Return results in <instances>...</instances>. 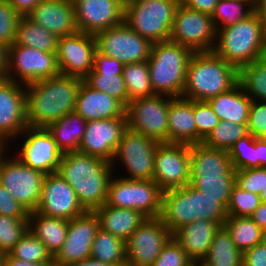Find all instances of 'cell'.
Returning <instances> with one entry per match:
<instances>
[{"instance_id":"cell-10","label":"cell","mask_w":266,"mask_h":266,"mask_svg":"<svg viewBox=\"0 0 266 266\" xmlns=\"http://www.w3.org/2000/svg\"><path fill=\"white\" fill-rule=\"evenodd\" d=\"M172 97L153 95L130 101L125 109L128 129L159 143H168V110Z\"/></svg>"},{"instance_id":"cell-20","label":"cell","mask_w":266,"mask_h":266,"mask_svg":"<svg viewBox=\"0 0 266 266\" xmlns=\"http://www.w3.org/2000/svg\"><path fill=\"white\" fill-rule=\"evenodd\" d=\"M22 135H26V139L22 138L24 141L16 157L45 175L57 172L63 153L48 129L28 126Z\"/></svg>"},{"instance_id":"cell-58","label":"cell","mask_w":266,"mask_h":266,"mask_svg":"<svg viewBox=\"0 0 266 266\" xmlns=\"http://www.w3.org/2000/svg\"><path fill=\"white\" fill-rule=\"evenodd\" d=\"M255 150H257L259 167L266 168V139L255 138Z\"/></svg>"},{"instance_id":"cell-52","label":"cell","mask_w":266,"mask_h":266,"mask_svg":"<svg viewBox=\"0 0 266 266\" xmlns=\"http://www.w3.org/2000/svg\"><path fill=\"white\" fill-rule=\"evenodd\" d=\"M124 64L115 58L101 54L97 50L94 54V66L90 73H123Z\"/></svg>"},{"instance_id":"cell-37","label":"cell","mask_w":266,"mask_h":266,"mask_svg":"<svg viewBox=\"0 0 266 266\" xmlns=\"http://www.w3.org/2000/svg\"><path fill=\"white\" fill-rule=\"evenodd\" d=\"M239 84L252 101L266 102V56L239 69Z\"/></svg>"},{"instance_id":"cell-28","label":"cell","mask_w":266,"mask_h":266,"mask_svg":"<svg viewBox=\"0 0 266 266\" xmlns=\"http://www.w3.org/2000/svg\"><path fill=\"white\" fill-rule=\"evenodd\" d=\"M168 143L196 144L193 100L172 98L168 110Z\"/></svg>"},{"instance_id":"cell-47","label":"cell","mask_w":266,"mask_h":266,"mask_svg":"<svg viewBox=\"0 0 266 266\" xmlns=\"http://www.w3.org/2000/svg\"><path fill=\"white\" fill-rule=\"evenodd\" d=\"M22 16L8 0H0V42L10 46L14 43L17 25Z\"/></svg>"},{"instance_id":"cell-9","label":"cell","mask_w":266,"mask_h":266,"mask_svg":"<svg viewBox=\"0 0 266 266\" xmlns=\"http://www.w3.org/2000/svg\"><path fill=\"white\" fill-rule=\"evenodd\" d=\"M163 192L154 180L112 177L105 204L111 207L133 209L147 218H158L162 210Z\"/></svg>"},{"instance_id":"cell-19","label":"cell","mask_w":266,"mask_h":266,"mask_svg":"<svg viewBox=\"0 0 266 266\" xmlns=\"http://www.w3.org/2000/svg\"><path fill=\"white\" fill-rule=\"evenodd\" d=\"M95 51L93 34L77 31L59 37L56 58L60 73L84 79L93 69Z\"/></svg>"},{"instance_id":"cell-51","label":"cell","mask_w":266,"mask_h":266,"mask_svg":"<svg viewBox=\"0 0 266 266\" xmlns=\"http://www.w3.org/2000/svg\"><path fill=\"white\" fill-rule=\"evenodd\" d=\"M0 215L14 218H28L29 212L15 200L9 191L0 184Z\"/></svg>"},{"instance_id":"cell-8","label":"cell","mask_w":266,"mask_h":266,"mask_svg":"<svg viewBox=\"0 0 266 266\" xmlns=\"http://www.w3.org/2000/svg\"><path fill=\"white\" fill-rule=\"evenodd\" d=\"M180 0H133L124 5V22L152 43L169 40Z\"/></svg>"},{"instance_id":"cell-31","label":"cell","mask_w":266,"mask_h":266,"mask_svg":"<svg viewBox=\"0 0 266 266\" xmlns=\"http://www.w3.org/2000/svg\"><path fill=\"white\" fill-rule=\"evenodd\" d=\"M68 225L69 220L45 216L36 211L28 216V230L43 242L52 257L64 244Z\"/></svg>"},{"instance_id":"cell-22","label":"cell","mask_w":266,"mask_h":266,"mask_svg":"<svg viewBox=\"0 0 266 266\" xmlns=\"http://www.w3.org/2000/svg\"><path fill=\"white\" fill-rule=\"evenodd\" d=\"M25 91V85L7 78L0 80V140L6 144L22 137L19 135L28 127Z\"/></svg>"},{"instance_id":"cell-45","label":"cell","mask_w":266,"mask_h":266,"mask_svg":"<svg viewBox=\"0 0 266 266\" xmlns=\"http://www.w3.org/2000/svg\"><path fill=\"white\" fill-rule=\"evenodd\" d=\"M260 203L258 194L242 190L234 185L231 190L227 214L228 216L250 217Z\"/></svg>"},{"instance_id":"cell-35","label":"cell","mask_w":266,"mask_h":266,"mask_svg":"<svg viewBox=\"0 0 266 266\" xmlns=\"http://www.w3.org/2000/svg\"><path fill=\"white\" fill-rule=\"evenodd\" d=\"M90 258L113 266H126L125 241L99 228L92 243Z\"/></svg>"},{"instance_id":"cell-49","label":"cell","mask_w":266,"mask_h":266,"mask_svg":"<svg viewBox=\"0 0 266 266\" xmlns=\"http://www.w3.org/2000/svg\"><path fill=\"white\" fill-rule=\"evenodd\" d=\"M193 262L172 237L151 266H188Z\"/></svg>"},{"instance_id":"cell-39","label":"cell","mask_w":266,"mask_h":266,"mask_svg":"<svg viewBox=\"0 0 266 266\" xmlns=\"http://www.w3.org/2000/svg\"><path fill=\"white\" fill-rule=\"evenodd\" d=\"M253 12L252 0H219L211 17L217 30L234 25L246 19Z\"/></svg>"},{"instance_id":"cell-43","label":"cell","mask_w":266,"mask_h":266,"mask_svg":"<svg viewBox=\"0 0 266 266\" xmlns=\"http://www.w3.org/2000/svg\"><path fill=\"white\" fill-rule=\"evenodd\" d=\"M27 231L28 218L0 215V254H9Z\"/></svg>"},{"instance_id":"cell-26","label":"cell","mask_w":266,"mask_h":266,"mask_svg":"<svg viewBox=\"0 0 266 266\" xmlns=\"http://www.w3.org/2000/svg\"><path fill=\"white\" fill-rule=\"evenodd\" d=\"M126 107L112 96L94 90L81 83L78 90L75 112L86 122L92 120H103L125 115Z\"/></svg>"},{"instance_id":"cell-38","label":"cell","mask_w":266,"mask_h":266,"mask_svg":"<svg viewBox=\"0 0 266 266\" xmlns=\"http://www.w3.org/2000/svg\"><path fill=\"white\" fill-rule=\"evenodd\" d=\"M123 78L128 92V103L134 99L153 96L148 62L125 64Z\"/></svg>"},{"instance_id":"cell-30","label":"cell","mask_w":266,"mask_h":266,"mask_svg":"<svg viewBox=\"0 0 266 266\" xmlns=\"http://www.w3.org/2000/svg\"><path fill=\"white\" fill-rule=\"evenodd\" d=\"M220 121L248 124L252 100L238 83L231 90L206 101Z\"/></svg>"},{"instance_id":"cell-24","label":"cell","mask_w":266,"mask_h":266,"mask_svg":"<svg viewBox=\"0 0 266 266\" xmlns=\"http://www.w3.org/2000/svg\"><path fill=\"white\" fill-rule=\"evenodd\" d=\"M77 30L95 35L124 22L120 0H72Z\"/></svg>"},{"instance_id":"cell-23","label":"cell","mask_w":266,"mask_h":266,"mask_svg":"<svg viewBox=\"0 0 266 266\" xmlns=\"http://www.w3.org/2000/svg\"><path fill=\"white\" fill-rule=\"evenodd\" d=\"M127 129L126 114L122 117L88 121L78 151L111 163L116 147Z\"/></svg>"},{"instance_id":"cell-4","label":"cell","mask_w":266,"mask_h":266,"mask_svg":"<svg viewBox=\"0 0 266 266\" xmlns=\"http://www.w3.org/2000/svg\"><path fill=\"white\" fill-rule=\"evenodd\" d=\"M239 83V69L213 51L194 52L189 59L182 98L207 101Z\"/></svg>"},{"instance_id":"cell-32","label":"cell","mask_w":266,"mask_h":266,"mask_svg":"<svg viewBox=\"0 0 266 266\" xmlns=\"http://www.w3.org/2000/svg\"><path fill=\"white\" fill-rule=\"evenodd\" d=\"M87 122L75 111L67 113L47 129L62 153L78 151Z\"/></svg>"},{"instance_id":"cell-2","label":"cell","mask_w":266,"mask_h":266,"mask_svg":"<svg viewBox=\"0 0 266 266\" xmlns=\"http://www.w3.org/2000/svg\"><path fill=\"white\" fill-rule=\"evenodd\" d=\"M113 172L110 162L79 151L63 153L57 170L86 211H94L106 203Z\"/></svg>"},{"instance_id":"cell-65","label":"cell","mask_w":266,"mask_h":266,"mask_svg":"<svg viewBox=\"0 0 266 266\" xmlns=\"http://www.w3.org/2000/svg\"><path fill=\"white\" fill-rule=\"evenodd\" d=\"M188 266H203L202 262H191Z\"/></svg>"},{"instance_id":"cell-5","label":"cell","mask_w":266,"mask_h":266,"mask_svg":"<svg viewBox=\"0 0 266 266\" xmlns=\"http://www.w3.org/2000/svg\"><path fill=\"white\" fill-rule=\"evenodd\" d=\"M227 209L219 198H211L190 184L163 192L160 219L172 234L182 226L199 220H211L223 226Z\"/></svg>"},{"instance_id":"cell-18","label":"cell","mask_w":266,"mask_h":266,"mask_svg":"<svg viewBox=\"0 0 266 266\" xmlns=\"http://www.w3.org/2000/svg\"><path fill=\"white\" fill-rule=\"evenodd\" d=\"M99 228V218L94 211H85L69 220L66 240L53 257V265L67 266L90 258L92 243Z\"/></svg>"},{"instance_id":"cell-56","label":"cell","mask_w":266,"mask_h":266,"mask_svg":"<svg viewBox=\"0 0 266 266\" xmlns=\"http://www.w3.org/2000/svg\"><path fill=\"white\" fill-rule=\"evenodd\" d=\"M1 266H54V265L26 262L17 258H13L9 254H5L2 255Z\"/></svg>"},{"instance_id":"cell-6","label":"cell","mask_w":266,"mask_h":266,"mask_svg":"<svg viewBox=\"0 0 266 266\" xmlns=\"http://www.w3.org/2000/svg\"><path fill=\"white\" fill-rule=\"evenodd\" d=\"M238 69L266 56V20L253 12L246 19L216 30L212 50Z\"/></svg>"},{"instance_id":"cell-50","label":"cell","mask_w":266,"mask_h":266,"mask_svg":"<svg viewBox=\"0 0 266 266\" xmlns=\"http://www.w3.org/2000/svg\"><path fill=\"white\" fill-rule=\"evenodd\" d=\"M247 131L255 138L266 139V102L252 101Z\"/></svg>"},{"instance_id":"cell-29","label":"cell","mask_w":266,"mask_h":266,"mask_svg":"<svg viewBox=\"0 0 266 266\" xmlns=\"http://www.w3.org/2000/svg\"><path fill=\"white\" fill-rule=\"evenodd\" d=\"M99 218L103 231L126 241L131 234L147 219L139 211L126 208L111 207L104 204L94 210Z\"/></svg>"},{"instance_id":"cell-27","label":"cell","mask_w":266,"mask_h":266,"mask_svg":"<svg viewBox=\"0 0 266 266\" xmlns=\"http://www.w3.org/2000/svg\"><path fill=\"white\" fill-rule=\"evenodd\" d=\"M220 227V224L211 220L194 221L177 229L172 237L193 262H201L207 256Z\"/></svg>"},{"instance_id":"cell-55","label":"cell","mask_w":266,"mask_h":266,"mask_svg":"<svg viewBox=\"0 0 266 266\" xmlns=\"http://www.w3.org/2000/svg\"><path fill=\"white\" fill-rule=\"evenodd\" d=\"M41 0H8L10 5L21 16L27 14L40 2Z\"/></svg>"},{"instance_id":"cell-62","label":"cell","mask_w":266,"mask_h":266,"mask_svg":"<svg viewBox=\"0 0 266 266\" xmlns=\"http://www.w3.org/2000/svg\"><path fill=\"white\" fill-rule=\"evenodd\" d=\"M8 144H6L5 142H3L2 140H0V159H1V157L5 154V152L7 151V150H9V148H8ZM8 148V149H7ZM6 150V151H5Z\"/></svg>"},{"instance_id":"cell-34","label":"cell","mask_w":266,"mask_h":266,"mask_svg":"<svg viewBox=\"0 0 266 266\" xmlns=\"http://www.w3.org/2000/svg\"><path fill=\"white\" fill-rule=\"evenodd\" d=\"M58 39V36L31 21L27 16H22L17 25L14 44L56 53Z\"/></svg>"},{"instance_id":"cell-33","label":"cell","mask_w":266,"mask_h":266,"mask_svg":"<svg viewBox=\"0 0 266 266\" xmlns=\"http://www.w3.org/2000/svg\"><path fill=\"white\" fill-rule=\"evenodd\" d=\"M243 253L235 246L230 233L221 226L215 234L203 266H242Z\"/></svg>"},{"instance_id":"cell-3","label":"cell","mask_w":266,"mask_h":266,"mask_svg":"<svg viewBox=\"0 0 266 266\" xmlns=\"http://www.w3.org/2000/svg\"><path fill=\"white\" fill-rule=\"evenodd\" d=\"M236 170L227 150L212 149L202 143L190 145L189 184L219 202L227 209Z\"/></svg>"},{"instance_id":"cell-41","label":"cell","mask_w":266,"mask_h":266,"mask_svg":"<svg viewBox=\"0 0 266 266\" xmlns=\"http://www.w3.org/2000/svg\"><path fill=\"white\" fill-rule=\"evenodd\" d=\"M9 255L26 262L53 264V257L47 251L43 242L35 237L29 230L14 245Z\"/></svg>"},{"instance_id":"cell-60","label":"cell","mask_w":266,"mask_h":266,"mask_svg":"<svg viewBox=\"0 0 266 266\" xmlns=\"http://www.w3.org/2000/svg\"><path fill=\"white\" fill-rule=\"evenodd\" d=\"M67 266H113V265H110L108 263H104V262H101V261H98L92 258H87L79 262L69 264Z\"/></svg>"},{"instance_id":"cell-15","label":"cell","mask_w":266,"mask_h":266,"mask_svg":"<svg viewBox=\"0 0 266 266\" xmlns=\"http://www.w3.org/2000/svg\"><path fill=\"white\" fill-rule=\"evenodd\" d=\"M169 40L189 48L193 53L212 51L216 40V28L211 15L179 4Z\"/></svg>"},{"instance_id":"cell-36","label":"cell","mask_w":266,"mask_h":266,"mask_svg":"<svg viewBox=\"0 0 266 266\" xmlns=\"http://www.w3.org/2000/svg\"><path fill=\"white\" fill-rule=\"evenodd\" d=\"M223 226L242 253L262 243V229L250 217L228 216Z\"/></svg>"},{"instance_id":"cell-12","label":"cell","mask_w":266,"mask_h":266,"mask_svg":"<svg viewBox=\"0 0 266 266\" xmlns=\"http://www.w3.org/2000/svg\"><path fill=\"white\" fill-rule=\"evenodd\" d=\"M96 50L125 64L147 61L152 42L140 36L125 22L97 32Z\"/></svg>"},{"instance_id":"cell-59","label":"cell","mask_w":266,"mask_h":266,"mask_svg":"<svg viewBox=\"0 0 266 266\" xmlns=\"http://www.w3.org/2000/svg\"><path fill=\"white\" fill-rule=\"evenodd\" d=\"M8 48L6 44L0 42V75L5 78L8 69Z\"/></svg>"},{"instance_id":"cell-21","label":"cell","mask_w":266,"mask_h":266,"mask_svg":"<svg viewBox=\"0 0 266 266\" xmlns=\"http://www.w3.org/2000/svg\"><path fill=\"white\" fill-rule=\"evenodd\" d=\"M37 213L71 220L86 210L79 203L76 192L59 173L45 175Z\"/></svg>"},{"instance_id":"cell-54","label":"cell","mask_w":266,"mask_h":266,"mask_svg":"<svg viewBox=\"0 0 266 266\" xmlns=\"http://www.w3.org/2000/svg\"><path fill=\"white\" fill-rule=\"evenodd\" d=\"M219 0H180L184 7L211 15Z\"/></svg>"},{"instance_id":"cell-44","label":"cell","mask_w":266,"mask_h":266,"mask_svg":"<svg viewBox=\"0 0 266 266\" xmlns=\"http://www.w3.org/2000/svg\"><path fill=\"white\" fill-rule=\"evenodd\" d=\"M232 167L237 170L259 167L255 137L251 134L240 138L228 151Z\"/></svg>"},{"instance_id":"cell-57","label":"cell","mask_w":266,"mask_h":266,"mask_svg":"<svg viewBox=\"0 0 266 266\" xmlns=\"http://www.w3.org/2000/svg\"><path fill=\"white\" fill-rule=\"evenodd\" d=\"M250 218L262 229H266V202H261Z\"/></svg>"},{"instance_id":"cell-64","label":"cell","mask_w":266,"mask_h":266,"mask_svg":"<svg viewBox=\"0 0 266 266\" xmlns=\"http://www.w3.org/2000/svg\"><path fill=\"white\" fill-rule=\"evenodd\" d=\"M262 243L266 245V229L262 230Z\"/></svg>"},{"instance_id":"cell-1","label":"cell","mask_w":266,"mask_h":266,"mask_svg":"<svg viewBox=\"0 0 266 266\" xmlns=\"http://www.w3.org/2000/svg\"><path fill=\"white\" fill-rule=\"evenodd\" d=\"M83 79L58 75L25 86L26 119L29 127L47 128L75 111Z\"/></svg>"},{"instance_id":"cell-66","label":"cell","mask_w":266,"mask_h":266,"mask_svg":"<svg viewBox=\"0 0 266 266\" xmlns=\"http://www.w3.org/2000/svg\"><path fill=\"white\" fill-rule=\"evenodd\" d=\"M124 5L129 3L130 1H133V0H120Z\"/></svg>"},{"instance_id":"cell-63","label":"cell","mask_w":266,"mask_h":266,"mask_svg":"<svg viewBox=\"0 0 266 266\" xmlns=\"http://www.w3.org/2000/svg\"><path fill=\"white\" fill-rule=\"evenodd\" d=\"M261 202H266V168H265V184H264V191H261L260 194Z\"/></svg>"},{"instance_id":"cell-53","label":"cell","mask_w":266,"mask_h":266,"mask_svg":"<svg viewBox=\"0 0 266 266\" xmlns=\"http://www.w3.org/2000/svg\"><path fill=\"white\" fill-rule=\"evenodd\" d=\"M242 266H266V245L260 243L243 252Z\"/></svg>"},{"instance_id":"cell-48","label":"cell","mask_w":266,"mask_h":266,"mask_svg":"<svg viewBox=\"0 0 266 266\" xmlns=\"http://www.w3.org/2000/svg\"><path fill=\"white\" fill-rule=\"evenodd\" d=\"M265 167L249 168L237 170L235 175V185L240 189L260 194L264 191Z\"/></svg>"},{"instance_id":"cell-42","label":"cell","mask_w":266,"mask_h":266,"mask_svg":"<svg viewBox=\"0 0 266 266\" xmlns=\"http://www.w3.org/2000/svg\"><path fill=\"white\" fill-rule=\"evenodd\" d=\"M247 134V124H234L228 121H220L202 141V144L212 149L229 151L240 138Z\"/></svg>"},{"instance_id":"cell-14","label":"cell","mask_w":266,"mask_h":266,"mask_svg":"<svg viewBox=\"0 0 266 266\" xmlns=\"http://www.w3.org/2000/svg\"><path fill=\"white\" fill-rule=\"evenodd\" d=\"M158 144L159 142L144 134L127 129L114 152L112 168H115L114 162L118 160L129 174L128 177L122 176L123 178L153 180L155 151Z\"/></svg>"},{"instance_id":"cell-13","label":"cell","mask_w":266,"mask_h":266,"mask_svg":"<svg viewBox=\"0 0 266 266\" xmlns=\"http://www.w3.org/2000/svg\"><path fill=\"white\" fill-rule=\"evenodd\" d=\"M7 152L0 159V184L30 213L39 204L45 174L26 166L15 155L10 160Z\"/></svg>"},{"instance_id":"cell-40","label":"cell","mask_w":266,"mask_h":266,"mask_svg":"<svg viewBox=\"0 0 266 266\" xmlns=\"http://www.w3.org/2000/svg\"><path fill=\"white\" fill-rule=\"evenodd\" d=\"M83 82L90 88L104 92L119 100L125 107L128 104V92L122 73H89Z\"/></svg>"},{"instance_id":"cell-46","label":"cell","mask_w":266,"mask_h":266,"mask_svg":"<svg viewBox=\"0 0 266 266\" xmlns=\"http://www.w3.org/2000/svg\"><path fill=\"white\" fill-rule=\"evenodd\" d=\"M193 114L196 123V144H199L220 120L206 101H193Z\"/></svg>"},{"instance_id":"cell-61","label":"cell","mask_w":266,"mask_h":266,"mask_svg":"<svg viewBox=\"0 0 266 266\" xmlns=\"http://www.w3.org/2000/svg\"><path fill=\"white\" fill-rule=\"evenodd\" d=\"M254 12L266 20V0H254Z\"/></svg>"},{"instance_id":"cell-16","label":"cell","mask_w":266,"mask_h":266,"mask_svg":"<svg viewBox=\"0 0 266 266\" xmlns=\"http://www.w3.org/2000/svg\"><path fill=\"white\" fill-rule=\"evenodd\" d=\"M172 232L158 218H147L125 241L126 266H151Z\"/></svg>"},{"instance_id":"cell-25","label":"cell","mask_w":266,"mask_h":266,"mask_svg":"<svg viewBox=\"0 0 266 266\" xmlns=\"http://www.w3.org/2000/svg\"><path fill=\"white\" fill-rule=\"evenodd\" d=\"M27 17L58 37L78 31L72 0H41Z\"/></svg>"},{"instance_id":"cell-7","label":"cell","mask_w":266,"mask_h":266,"mask_svg":"<svg viewBox=\"0 0 266 266\" xmlns=\"http://www.w3.org/2000/svg\"><path fill=\"white\" fill-rule=\"evenodd\" d=\"M192 54L189 48L171 40L152 44L147 62L154 94L182 97L187 65Z\"/></svg>"},{"instance_id":"cell-67","label":"cell","mask_w":266,"mask_h":266,"mask_svg":"<svg viewBox=\"0 0 266 266\" xmlns=\"http://www.w3.org/2000/svg\"><path fill=\"white\" fill-rule=\"evenodd\" d=\"M1 259H2V255L0 254V266H1Z\"/></svg>"},{"instance_id":"cell-11","label":"cell","mask_w":266,"mask_h":266,"mask_svg":"<svg viewBox=\"0 0 266 266\" xmlns=\"http://www.w3.org/2000/svg\"><path fill=\"white\" fill-rule=\"evenodd\" d=\"M60 74L56 53L14 43L9 46L5 78L26 86Z\"/></svg>"},{"instance_id":"cell-17","label":"cell","mask_w":266,"mask_h":266,"mask_svg":"<svg viewBox=\"0 0 266 266\" xmlns=\"http://www.w3.org/2000/svg\"><path fill=\"white\" fill-rule=\"evenodd\" d=\"M153 180L163 191L189 184L190 145L159 143L155 151Z\"/></svg>"}]
</instances>
